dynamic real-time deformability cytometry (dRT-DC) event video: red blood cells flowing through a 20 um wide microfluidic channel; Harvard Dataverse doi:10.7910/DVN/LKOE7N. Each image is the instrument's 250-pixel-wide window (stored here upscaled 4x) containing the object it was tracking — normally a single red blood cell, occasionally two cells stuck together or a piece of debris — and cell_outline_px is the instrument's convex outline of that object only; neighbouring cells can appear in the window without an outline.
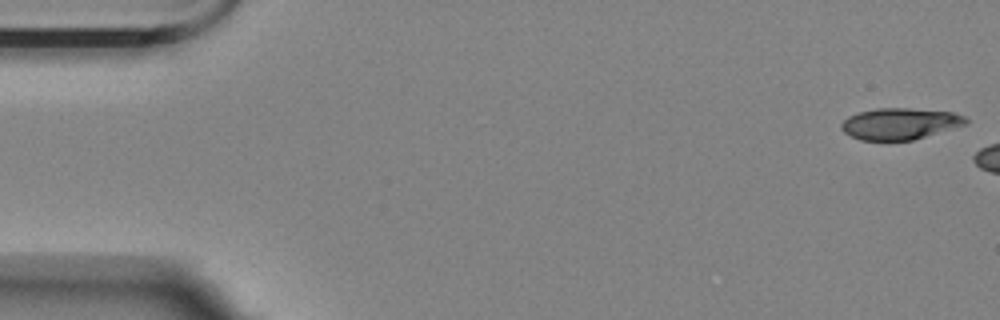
{"species": "Egyptian fruit bat (a non-hibernating species)", "species_latin": "Rousettus aegyptiacus", "temperature_condition": "room temperature", "stored_images_in_passage": 6, "camera_frame_rate_fps": 3000, "um_per_image_px": 0.085, "animal": {"sex": "female"}, "frame": {"image": 1, "passage_image": 1, "time_ms": 0.0, "image_size_px": [1000, 320], "cell_outline_px": [[968, 124], [912, 140], [860, 140], [844, 132], [840, 128], [840, 124], [848, 116], [860, 112], [876, 108], [908, 108], [952, 112], [964, 116], [968, 120]], "centroid_in_image_um": [76.49, 10.51], "position_along_channel_um": 8.5, "area_um2": 22.72}}